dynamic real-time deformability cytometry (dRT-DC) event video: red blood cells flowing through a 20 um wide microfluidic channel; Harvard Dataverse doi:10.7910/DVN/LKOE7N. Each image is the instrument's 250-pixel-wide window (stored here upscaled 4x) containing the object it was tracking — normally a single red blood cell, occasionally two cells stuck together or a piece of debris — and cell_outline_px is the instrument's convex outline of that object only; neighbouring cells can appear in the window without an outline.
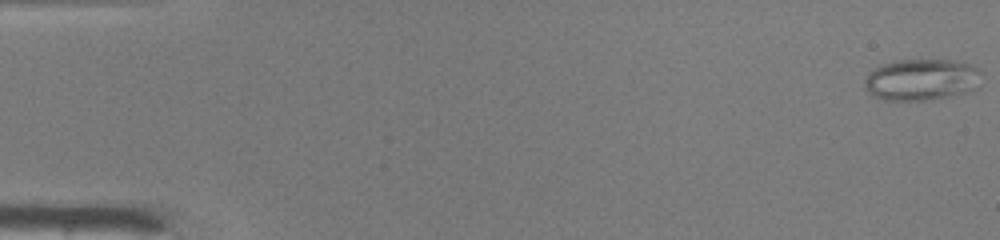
{"species": "common noctule bat (a hibernating species)", "species_latin": "Nyctalus noctula", "temperature_condition": "warm", "stored_images_in_passage": 49, "camera_frame_rate_fps": 3000, "um_per_image_px": 0.085, "animal": {"sex": "male", "body_mass_g": 19.0, "forearm_length_mm": 50.8}, "frame": {"image": 1, "passage_image": 1, "time_ms": 0.0, "image_size_px": [1000, 240], "cell_outline_px": [[980, 72], [976, 88], [964, 92], [932, 100], [884, 100], [876, 96], [864, 84], [864, 80], [868, 72], [872, 68], [896, 60], [948, 60], [968, 64], [976, 68]], "centroid_in_image_um": [78.29, 6.76], "position_along_channel_um": 6.7, "area_um2": 27.8}}
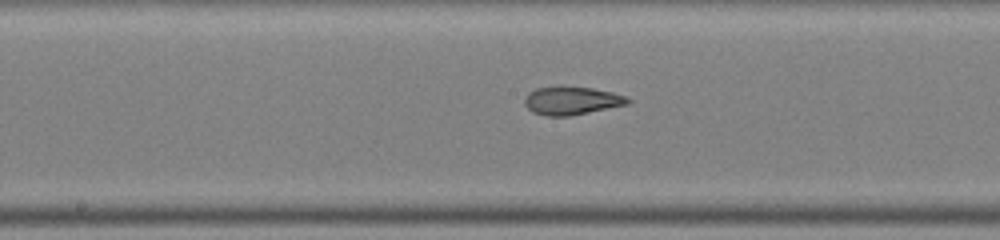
{"frame": {"image": 2, "passage_image": 26, "time_ms": 8.333, "image_size_px": [1000, 240], "cell_outline_px": [[632, 100], [628, 104], [568, 116], [548, 116], [532, 112], [524, 104], [524, 100], [528, 92], [536, 88], [592, 88], [612, 92], [628, 96]], "centroid_in_image_um": [48.61, 8.57], "position_along_channel_um": 199.6, "area_um2": 16.53}}
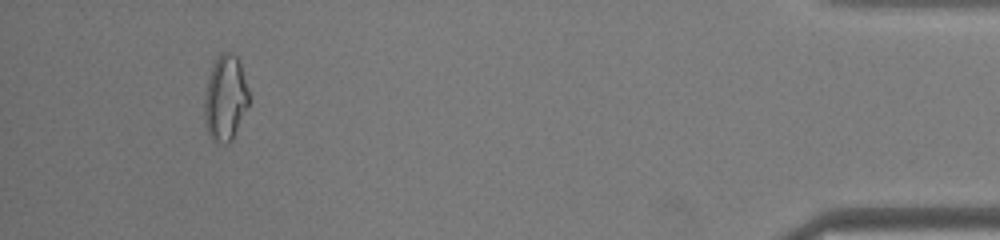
{"frame": {"image": 3, "passage_image": 46, "time_ms": 15.0, "image_size_px": [1000, 240], "cell_outline_px": [[248, 104], [232, 140], [228, 144], [224, 144], [212, 140], [208, 136], [204, 120], [204, 100], [208, 76], [212, 64], [216, 56], [220, 52], [228, 52], [236, 56], [240, 60], [248, 92]], "centroid_in_image_um": [19.12, 8.33], "position_along_channel_um": 416.1, "area_um2": 22.31}, "authors_computed_cell_mechanics": {"area_um2": 19.8254, "velocity_mm_per_s": 4.1885, "shape_relaxation_time_tau1_ms": null, "shape_relaxation_time_tau2_ms": 1.824, "deformation_change_tau1": null, "deformation_change_tau2": 0.1001}}